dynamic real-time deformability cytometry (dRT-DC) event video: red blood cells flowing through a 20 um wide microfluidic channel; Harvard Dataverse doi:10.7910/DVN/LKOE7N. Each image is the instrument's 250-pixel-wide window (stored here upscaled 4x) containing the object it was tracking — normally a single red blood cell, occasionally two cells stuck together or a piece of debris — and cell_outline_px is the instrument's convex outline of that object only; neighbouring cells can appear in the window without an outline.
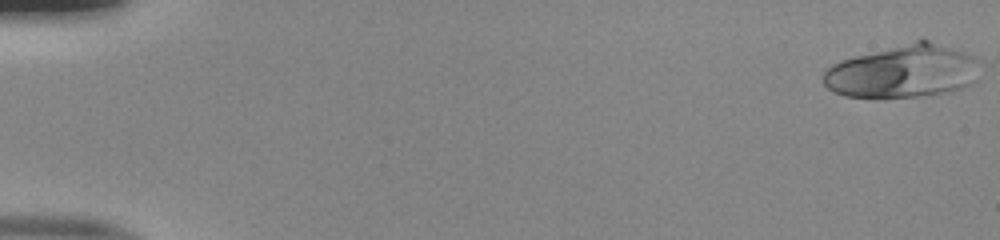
{"species": "human", "species_latin": "Homo sapiens", "temperature_condition": "room temperature", "stored_images_in_passage": 51, "camera_frame_rate_fps": 3000, "um_per_image_px": 0.085, "donor": {"sex": "male"}, "frame": {"image": 1, "passage_image": 1, "time_ms": 0.0, "image_size_px": [1000, 240], "cell_outline_px": [[976, 84], [952, 92], [916, 96], [844, 96], [828, 88], [824, 84], [820, 76], [832, 64], [856, 56], [916, 40], [928, 40], [964, 52], [972, 56], [976, 80]], "centroid_in_image_um": [76.73, 6.08], "position_along_channel_um": 8.3, "area_um2": 47.28}}
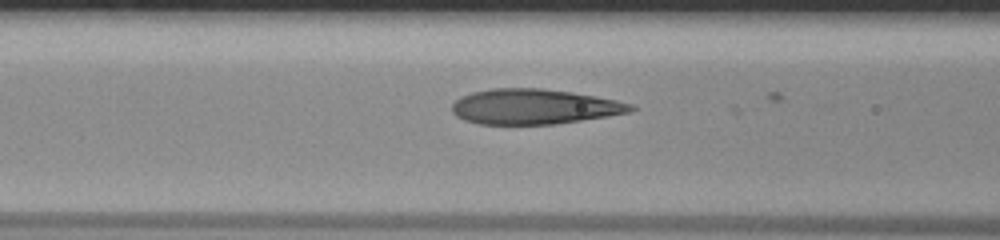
{"frame": {"image": 2, "passage_image": 22, "time_ms": 7.0, "image_size_px": [1000, 240], "cell_outline_px": [[636, 108], [632, 112], [608, 116], [556, 124], [480, 124], [464, 120], [456, 116], [452, 112], [452, 104], [460, 96], [472, 92], [492, 88], [540, 88], [572, 92], [596, 96], [616, 100], [632, 104]], "centroid_in_image_um": [45.4, 9.06], "position_along_channel_um": 121.2, "area_um2": 36.76}}
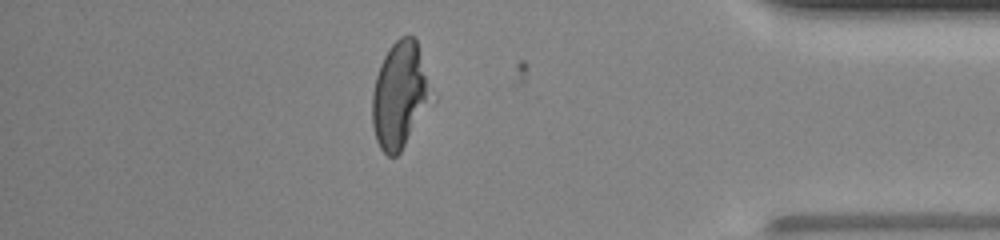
{"frame": {"image": 3, "passage_image": 45, "time_ms": 14.667, "image_size_px": [1000, 240], "cell_outline_px": [[436, 100], [400, 152], [396, 156], [388, 156], [380, 148], [376, 140], [372, 124], [372, 92], [376, 76], [380, 64], [388, 48], [400, 36], [416, 36]], "centroid_in_image_um": [34.04, 8.08], "position_along_channel_um": 401.2, "area_um2": 37.69}, "authors_computed_cell_mechanics": {"area_um2": 37.57, "velocity_mm_per_s": 4.0517, "shape_relaxation_time_tau1_ms": 5.7155, "shape_relaxation_time_tau2_ms": 0.9476, "deformation_change_tau1": 0.2605, "deformation_change_tau2": 0.1029}}